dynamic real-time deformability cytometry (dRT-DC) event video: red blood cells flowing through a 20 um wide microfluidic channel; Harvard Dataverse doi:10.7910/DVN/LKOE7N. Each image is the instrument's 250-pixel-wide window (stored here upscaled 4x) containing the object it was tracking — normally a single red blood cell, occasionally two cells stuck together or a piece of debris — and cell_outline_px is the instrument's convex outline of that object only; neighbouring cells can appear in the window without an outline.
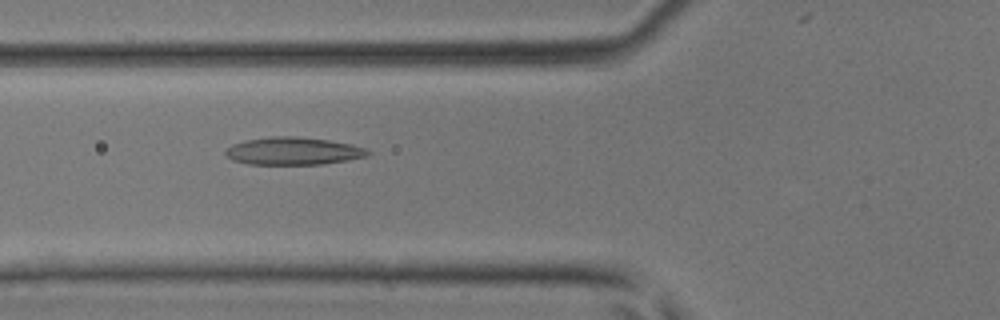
{"species": "common noctule bat (a hibernating species)", "species_latin": "Nyctalus noctula", "temperature_condition": "room temperature", "stored_images_in_passage": 44, "camera_frame_rate_fps": 3000, "um_per_image_px": 0.085, "animal": {"sex": "male", "body_mass_g": 17.9, "forearm_length_mm": 54.2}, "frame": {"image": 1, "passage_image": 17, "time_ms": 5.333, "image_size_px": [1000, 320], "cell_outline_px": [[372, 152], [368, 156], [348, 160], [324, 164], [248, 164], [232, 160], [224, 152], [224, 148], [232, 144], [244, 140], [272, 136], [296, 136], [328, 140], [352, 144], [364, 148]], "centroid_in_image_um": [24.91, 12.83], "position_along_channel_um": 100.9, "area_um2": 23.06}}
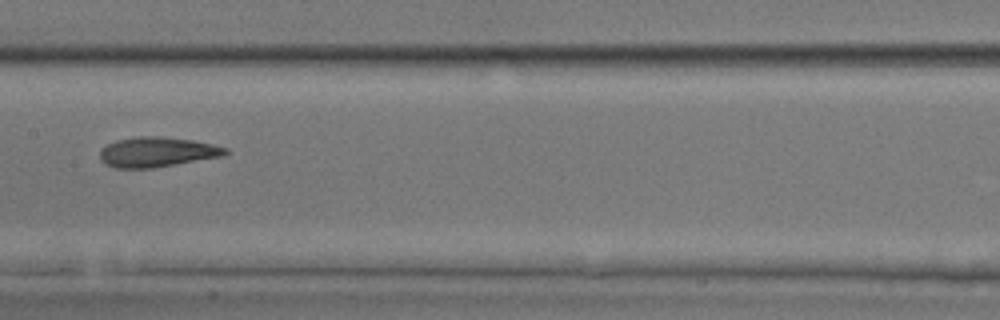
{"frame": {"image": 2, "passage_image": 23, "time_ms": 7.333, "image_size_px": [1000, 320], "cell_outline_px": [[232, 152], [224, 156], [152, 168], [116, 168], [104, 164], [100, 160], [100, 152], [108, 144], [116, 140], [136, 136], [160, 136], [192, 140], [212, 144], [228, 148]], "centroid_in_image_um": [13.38, 12.92], "position_along_channel_um": 194.0, "area_um2": 22.02}}
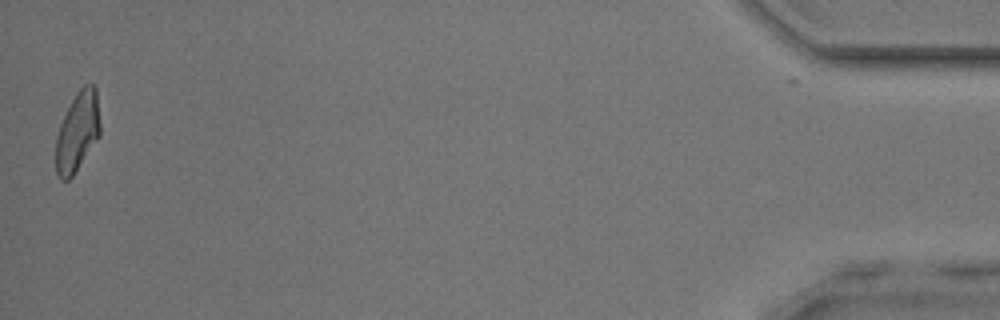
{"frame": {"image": 3, "passage_image": 44, "time_ms": 14.333, "image_size_px": [1000, 320], "cell_outline_px": [[100, 136], [72, 176], [68, 180], [60, 180], [56, 172], [56, 136], [60, 124], [76, 92], [84, 84], [92, 84], [96, 88], [100, 124]], "centroid_in_image_um": [6.59, 11.19], "position_along_channel_um": 428.6, "area_um2": 20.46}}